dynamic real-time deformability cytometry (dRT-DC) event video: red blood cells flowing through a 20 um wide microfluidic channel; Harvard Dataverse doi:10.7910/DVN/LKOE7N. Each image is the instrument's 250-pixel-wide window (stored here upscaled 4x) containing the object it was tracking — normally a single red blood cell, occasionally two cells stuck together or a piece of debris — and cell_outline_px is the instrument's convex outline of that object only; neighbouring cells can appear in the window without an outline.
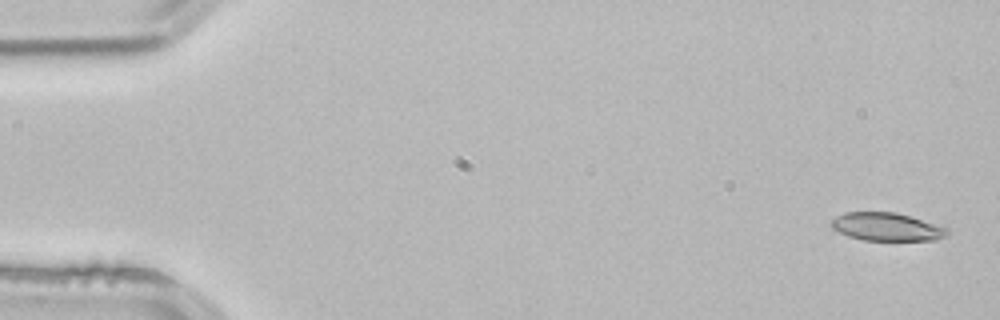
{"species": "common noctule bat (a hibernating species)", "species_latin": "Nyctalus noctula", "temperature_condition": "room temperature", "stored_images_in_passage": 3, "camera_frame_rate_fps": 3000, "um_per_image_px": 0.085, "animal": {"sex": "male", "body_mass_g": 21.5, "forearm_length_mm": 52.0}, "frame": {"image": 1, "passage_image": 1, "time_ms": 0.0, "image_size_px": [1000, 320], "cell_outline_px": [[948, 232], [944, 236], [936, 240], [864, 240], [848, 236], [832, 228], [832, 220], [836, 216], [844, 212], [896, 212], [948, 228]], "centroid_in_image_um": [75.35, 19.27], "position_along_channel_um": 9.7, "area_um2": 18.73}}
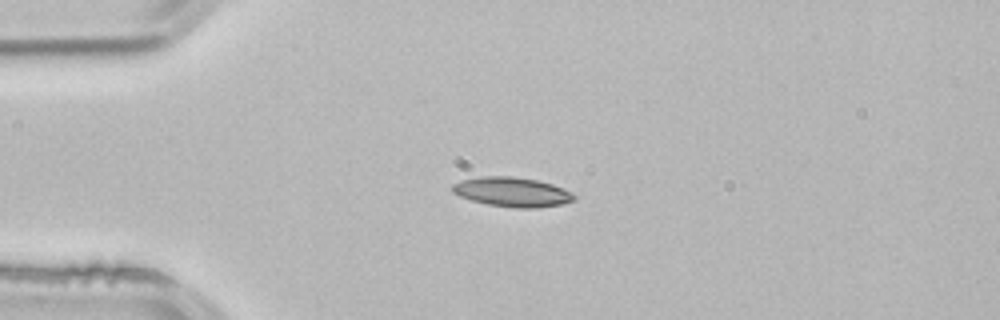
{"frame": {"image": 2, "passage_image": 3, "time_ms": 0.667, "image_size_px": [1000, 320], "cell_outline_px": [[576, 200], [560, 204], [536, 208], [516, 208], [488, 204], [472, 200], [460, 196], [452, 192], [452, 184], [460, 180], [480, 176], [512, 176], [536, 180], [552, 184], [572, 192], [576, 196]], "centroid_in_image_um": [43.53, 16.31], "position_along_channel_um": 41.5, "area_um2": 20.92}}